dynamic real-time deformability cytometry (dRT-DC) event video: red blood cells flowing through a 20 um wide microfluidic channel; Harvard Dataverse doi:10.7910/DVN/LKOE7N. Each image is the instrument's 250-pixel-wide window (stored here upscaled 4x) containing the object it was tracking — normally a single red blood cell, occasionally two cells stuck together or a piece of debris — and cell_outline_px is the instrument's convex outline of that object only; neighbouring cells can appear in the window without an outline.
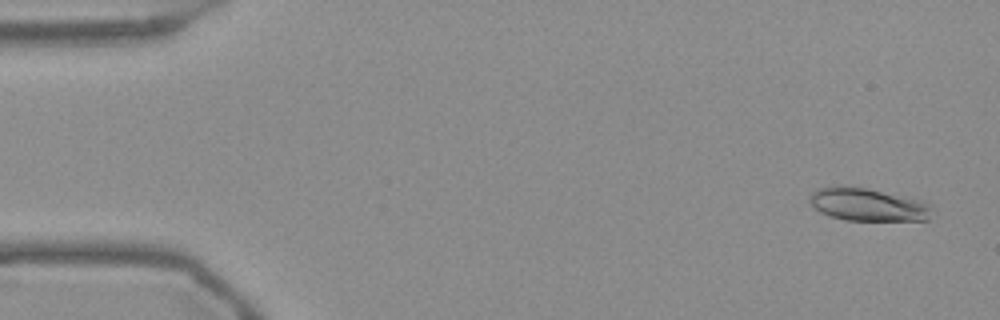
{"species": "Egyptian fruit bat (a non-hibernating species)", "species_latin": "Rousettus aegyptiacus", "temperature_condition": "warm", "stored_images_in_passage": 55, "camera_frame_rate_fps": 3000, "um_per_image_px": 0.085, "frame": {"image": 1, "passage_image": 3, "time_ms": 0.667, "image_size_px": [1000, 320], "cell_outline_px": [[932, 208], [928, 220], [844, 220], [820, 212], [812, 204], [812, 192], [816, 188], [832, 184], [840, 184], [864, 188], [924, 200], [932, 204]], "centroid_in_image_um": [73.78, 17.37], "position_along_channel_um": 11.2, "area_um2": 23.52}}
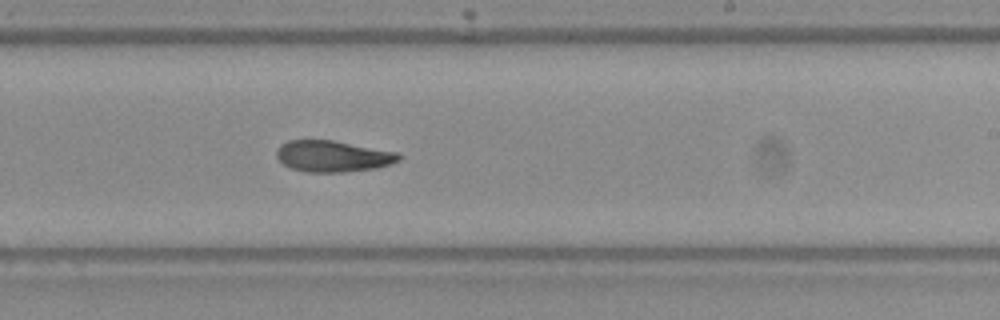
{"frame": {"image": 2, "passage_image": 33, "time_ms": 10.667, "image_size_px": [1000, 320], "cell_outline_px": [[400, 160], [392, 164], [376, 168], [344, 172], [308, 172], [292, 168], [284, 164], [276, 156], [276, 148], [280, 144], [288, 140], [332, 140], [400, 152]], "centroid_in_image_um": [28.31, 13.27], "position_along_channel_um": 260.7, "area_um2": 22.43}}
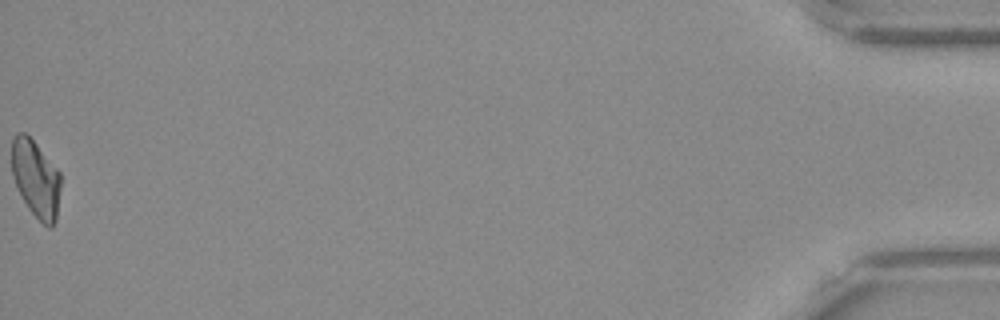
{"frame": {"image": 3, "passage_image": 55, "time_ms": 18.0, "image_size_px": [1000, 320], "cell_outline_px": [[60, 188], [56, 220], [52, 228], [48, 228], [28, 208], [12, 176], [12, 140], [16, 132], [24, 132], [36, 144], [60, 172]], "centroid_in_image_um": [3.05, 15.19], "position_along_channel_um": 432.2, "area_um2": 21.73}}